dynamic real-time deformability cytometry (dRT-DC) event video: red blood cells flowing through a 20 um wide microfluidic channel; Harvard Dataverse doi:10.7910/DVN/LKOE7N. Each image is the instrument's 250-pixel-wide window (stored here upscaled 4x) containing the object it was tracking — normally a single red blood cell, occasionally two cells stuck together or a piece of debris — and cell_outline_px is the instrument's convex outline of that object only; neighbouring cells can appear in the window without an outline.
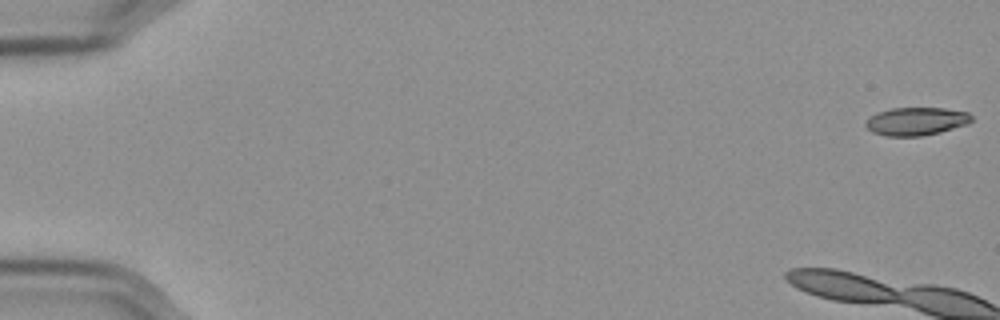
{"species": "Egyptian fruit bat (a non-hibernating species)", "species_latin": "Rousettus aegyptiacus", "temperature_condition": "cold", "stored_images_in_passage": 9, "camera_frame_rate_fps": 3000, "um_per_image_px": 0.085, "frame": {"image": 1, "passage_image": 1, "time_ms": 0.0, "image_size_px": [1000, 320], "cell_outline_px": [[972, 120], [968, 124], [940, 132], [920, 136], [884, 136], [872, 132], [864, 124], [876, 112], [892, 108], [944, 108], [968, 112], [972, 116]], "centroid_in_image_um": [77.89, 10.31], "position_along_channel_um": 7.1, "area_um2": 17.28}}